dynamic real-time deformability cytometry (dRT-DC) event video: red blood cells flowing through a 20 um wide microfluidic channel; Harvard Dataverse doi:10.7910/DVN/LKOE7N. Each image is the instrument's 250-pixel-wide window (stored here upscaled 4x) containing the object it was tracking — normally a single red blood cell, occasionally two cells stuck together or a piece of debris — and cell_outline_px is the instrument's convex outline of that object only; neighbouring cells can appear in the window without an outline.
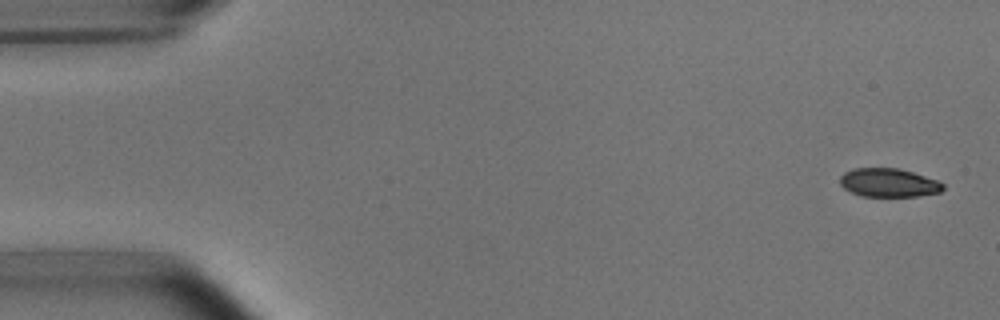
{"species": "common noctule bat (a hibernating species)", "species_latin": "Nyctalus noctula", "temperature_condition": "room temperature", "stored_images_in_passage": 4, "camera_frame_rate_fps": 3000, "um_per_image_px": 0.085, "animal": {"sex": "male", "body_mass_g": 15.6}, "frame": {"image": 1, "passage_image": 1, "time_ms": 0.0, "image_size_px": [1000, 320], "cell_outline_px": [[944, 188], [940, 192], [920, 196], [860, 196], [844, 188], [840, 184], [840, 176], [844, 172], [852, 168], [900, 168], [940, 180], [944, 184]], "centroid_in_image_um": [75.56, 15.52], "position_along_channel_um": 9.4, "area_um2": 17.4}}
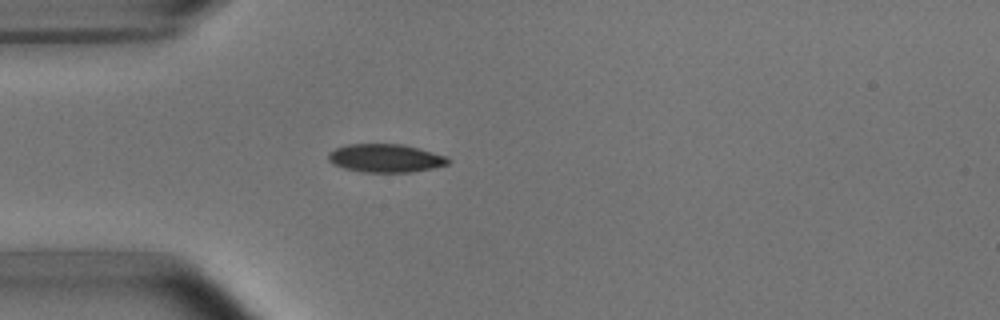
{"frame": {"image": 2, "passage_image": 4, "time_ms": 4.333, "image_size_px": [1000, 320], "cell_outline_px": [[452, 160], [448, 164], [432, 168], [412, 172], [364, 172], [344, 168], [332, 164], [328, 160], [328, 152], [336, 148], [348, 144], [404, 144], [420, 148], [444, 156]], "centroid_in_image_um": [32.76, 13.44], "position_along_channel_um": 52.2, "area_um2": 19.77}}